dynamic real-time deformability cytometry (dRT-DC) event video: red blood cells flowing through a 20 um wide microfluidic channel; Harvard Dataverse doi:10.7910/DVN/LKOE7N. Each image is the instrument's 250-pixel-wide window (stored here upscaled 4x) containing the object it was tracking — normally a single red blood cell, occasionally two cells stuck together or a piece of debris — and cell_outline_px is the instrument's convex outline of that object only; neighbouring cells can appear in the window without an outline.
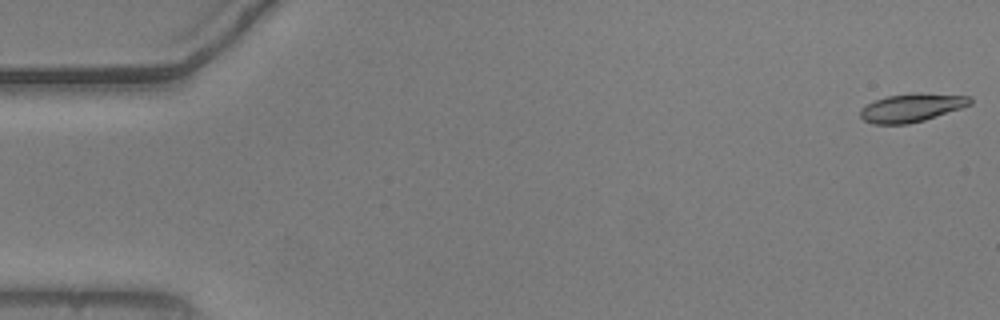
{"species": "common noctule bat (a hibernating species)", "species_latin": "Nyctalus noctula", "temperature_condition": "warm", "stored_images_in_passage": 54, "camera_frame_rate_fps": 3000, "um_per_image_px": 0.085, "animal": {"sex": "male", "body_mass_g": 20.5, "forearm_length_mm": 52.5}, "frame": {"image": 1, "passage_image": 1, "time_ms": 0.0, "image_size_px": [1000, 320], "cell_outline_px": [[972, 104], [924, 120], [908, 124], [872, 124], [864, 120], [860, 116], [860, 108], [876, 100], [888, 96], [912, 92], [920, 92], [972, 96]], "centroid_in_image_um": [77.5, 9.14], "position_along_channel_um": 7.5, "area_um2": 18.21}}
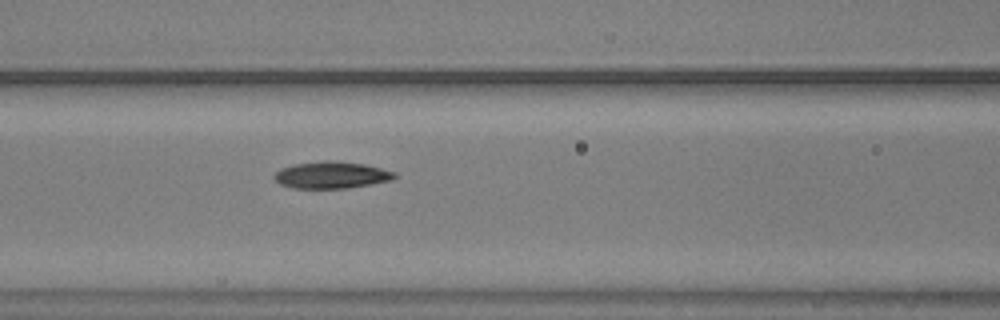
{"frame": {"image": 2, "passage_image": 23, "time_ms": 7.333, "image_size_px": [1000, 320], "cell_outline_px": [[396, 176], [392, 180], [348, 188], [292, 188], [280, 184], [272, 176], [280, 168], [292, 164], [324, 160], [336, 160], [364, 164], [396, 172]], "centroid_in_image_um": [28.14, 14.86], "position_along_channel_um": 138.5, "area_um2": 18.96}}
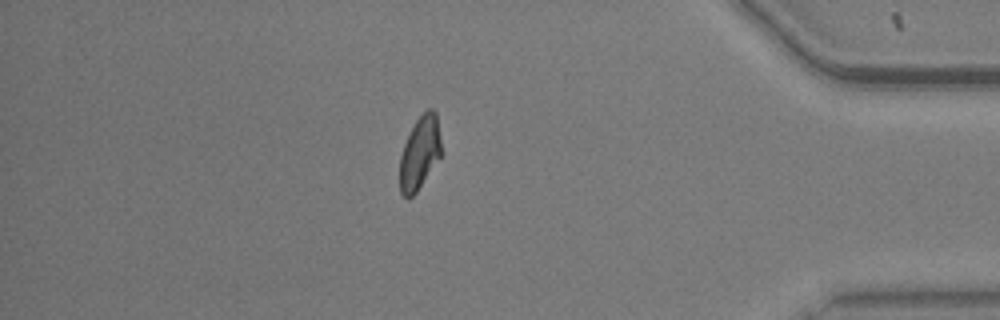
{"frame": {"image": 3, "passage_image": 47, "time_ms": 15.333, "image_size_px": [1000, 320], "cell_outline_px": [[440, 156], [416, 192], [408, 200], [400, 192], [400, 156], [408, 132], [416, 120], [428, 108], [432, 108], [436, 112], [440, 140]], "centroid_in_image_um": [35.65, 12.98], "position_along_channel_um": 399.6, "area_um2": 17.4}, "authors_computed_cell_mechanics": {"area_um2": 18.2648, "velocity_mm_per_s": 3.7298, "shape_relaxation_time_tau1_ms": 3.7734, "shape_relaxation_time_tau2_ms": 3.4013, "deformation_change_tau1": 0.1556, "deformation_change_tau2": 0.0884}}